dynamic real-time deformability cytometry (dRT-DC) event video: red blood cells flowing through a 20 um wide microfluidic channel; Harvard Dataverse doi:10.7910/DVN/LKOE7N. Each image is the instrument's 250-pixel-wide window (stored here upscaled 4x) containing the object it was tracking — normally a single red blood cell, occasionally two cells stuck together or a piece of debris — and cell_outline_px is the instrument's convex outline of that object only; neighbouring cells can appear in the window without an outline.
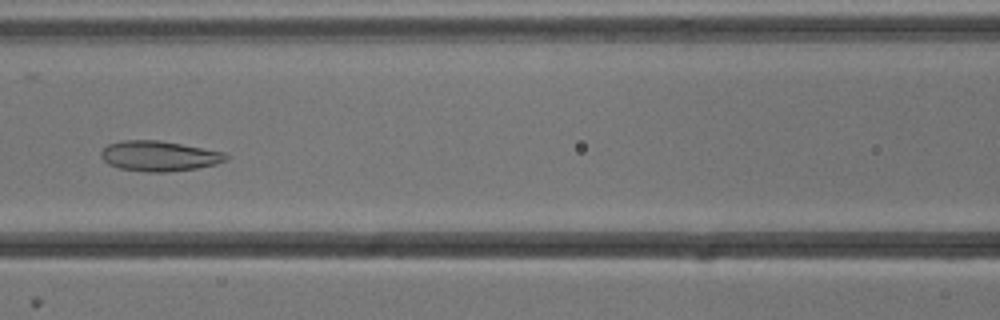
{"species": "common noctule bat (a hibernating species)", "species_latin": "Nyctalus noctula", "temperature_condition": "cold", "stored_images_in_passage": 53, "camera_frame_rate_fps": 3000, "um_per_image_px": 0.085, "animal": {"sex": "male", "body_mass_g": 13.3}, "frame": {"image": 1, "passage_image": 22, "time_ms": 7.0, "image_size_px": [1000, 320], "cell_outline_px": [[228, 160], [216, 164], [196, 168], [168, 172], [148, 172], [120, 168], [108, 164], [100, 156], [100, 152], [108, 144], [120, 140], [156, 140], [180, 144], [224, 152], [228, 156]], "centroid_in_image_um": [13.51, 13.26], "position_along_channel_um": 153.1, "area_um2": 21.91}}
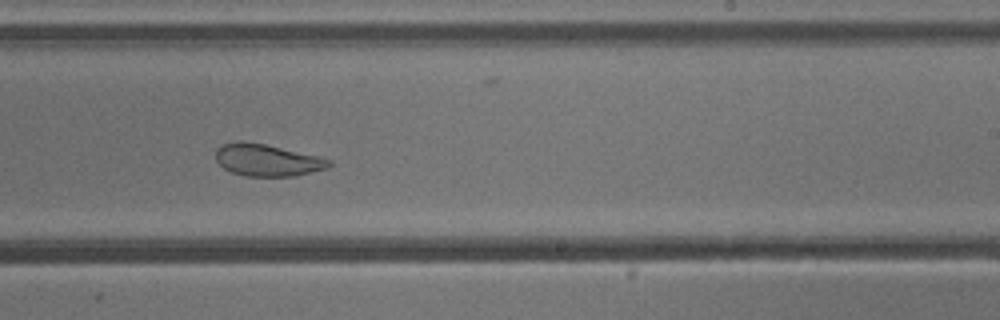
{"frame": {"image": 2, "passage_image": 31, "time_ms": 10.0, "image_size_px": [1000, 320], "cell_outline_px": [[332, 164], [328, 168], [296, 176], [248, 176], [232, 172], [224, 168], [216, 160], [216, 148], [224, 144], [240, 140], [264, 144], [316, 156], [332, 160]], "centroid_in_image_um": [22.71, 13.61], "position_along_channel_um": 266.3, "area_um2": 20.92}}
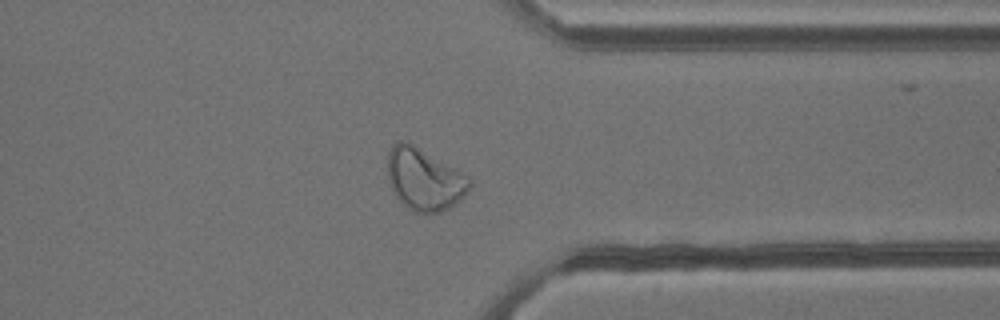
{"frame": {"image": 3, "passage_image": 40, "time_ms": 13.0, "image_size_px": [1000, 320], "cell_outline_px": [[472, 184], [464, 196], [452, 208], [440, 212], [416, 212], [408, 208], [396, 196], [388, 180], [388, 152], [392, 144], [400, 140], [404, 140], [412, 144], [468, 176]], "centroid_in_image_um": [36.06, 15.25], "position_along_channel_um": 375.3, "area_um2": 29.3}, "authors_computed_cell_mechanics": {"area_um2": 29.3046, "velocity_mm_per_s": 3.7941, "shape_relaxation_time_tau1_ms": 5.8104, "shape_relaxation_time_tau2_ms": 1.5674, "deformation_change_tau1": 0.1358, "deformation_change_tau2": 0.0808}}